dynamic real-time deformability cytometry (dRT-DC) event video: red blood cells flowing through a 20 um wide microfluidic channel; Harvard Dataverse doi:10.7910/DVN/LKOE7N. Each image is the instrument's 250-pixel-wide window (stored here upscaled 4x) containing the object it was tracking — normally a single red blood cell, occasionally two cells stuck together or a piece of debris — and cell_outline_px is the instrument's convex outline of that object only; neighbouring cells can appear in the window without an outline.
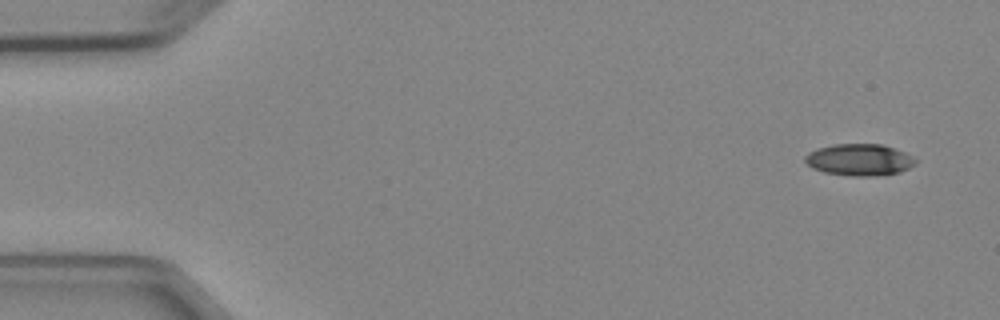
{"species": "Egyptian fruit bat (a non-hibernating species)", "species_latin": "Rousettus aegyptiacus", "temperature_condition": "cold", "stored_images_in_passage": 6, "camera_frame_rate_fps": 3000, "um_per_image_px": 0.085, "animal": {"sex": "female"}, "frame": {"image": 1, "passage_image": 1, "time_ms": 0.0, "image_size_px": [1000, 320], "cell_outline_px": [[916, 164], [900, 172], [868, 176], [852, 176], [824, 172], [812, 168], [804, 160], [804, 156], [808, 152], [816, 148], [832, 144], [880, 144], [904, 152], [912, 156], [916, 160]], "centroid_in_image_um": [73.0, 13.57], "position_along_channel_um": 12.0, "area_um2": 20.35}}
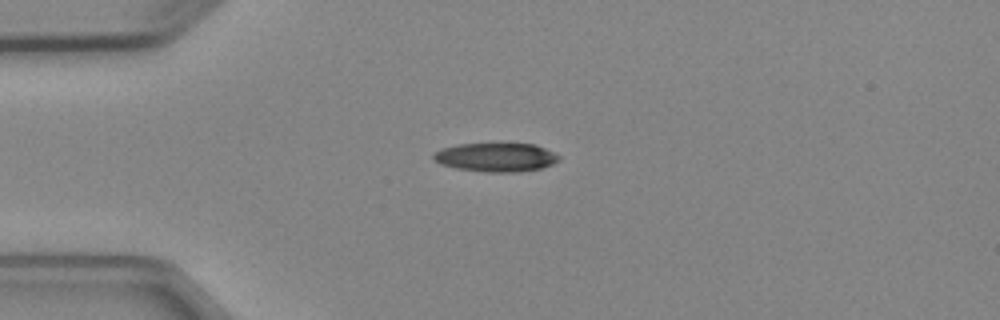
{"frame": {"image": 2, "passage_image": 4, "time_ms": 3.333, "image_size_px": [1000, 320], "cell_outline_px": [[560, 160], [552, 164], [540, 168], [516, 172], [488, 172], [456, 168], [440, 164], [432, 160], [432, 156], [436, 152], [444, 148], [460, 144], [500, 140], [536, 144], [560, 156]], "centroid_in_image_um": [42.17, 13.31], "position_along_channel_um": 42.8, "area_um2": 21.91}}